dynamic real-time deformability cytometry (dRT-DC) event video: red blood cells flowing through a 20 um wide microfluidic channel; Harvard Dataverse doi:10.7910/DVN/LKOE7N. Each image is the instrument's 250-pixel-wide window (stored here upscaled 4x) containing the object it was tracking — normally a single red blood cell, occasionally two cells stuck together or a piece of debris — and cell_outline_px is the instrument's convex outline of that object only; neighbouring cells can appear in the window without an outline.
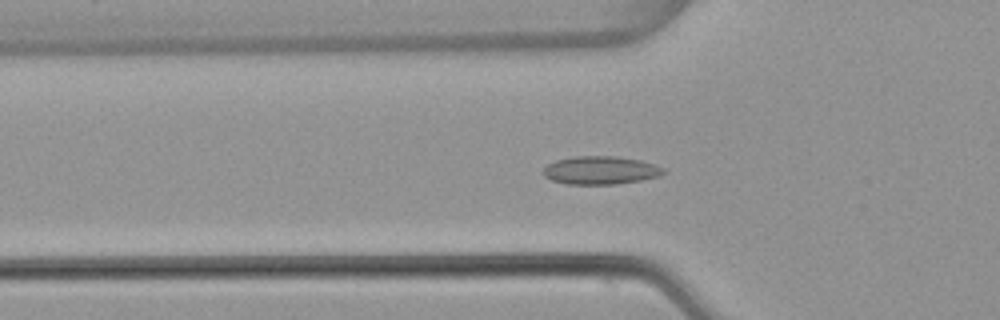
{"species": "common noctule bat (a hibernating species)", "species_latin": "Nyctalus noctula", "temperature_condition": "warm", "stored_images_in_passage": 56, "camera_frame_rate_fps": 3000, "um_per_image_px": 0.085, "animal": {"sex": "female", "body_mass_g": 22.7, "forearm_length_mm": 54.2}, "frame": {"image": 1, "passage_image": 19, "time_ms": 6.0, "image_size_px": [1000, 320], "cell_outline_px": [[668, 172], [660, 176], [640, 180], [616, 184], [568, 184], [552, 180], [544, 176], [540, 172], [548, 164], [556, 160], [576, 156], [612, 156], [640, 160], [664, 168]], "centroid_in_image_um": [51.04, 14.48], "position_along_channel_um": 74.8, "area_um2": 19.71}}
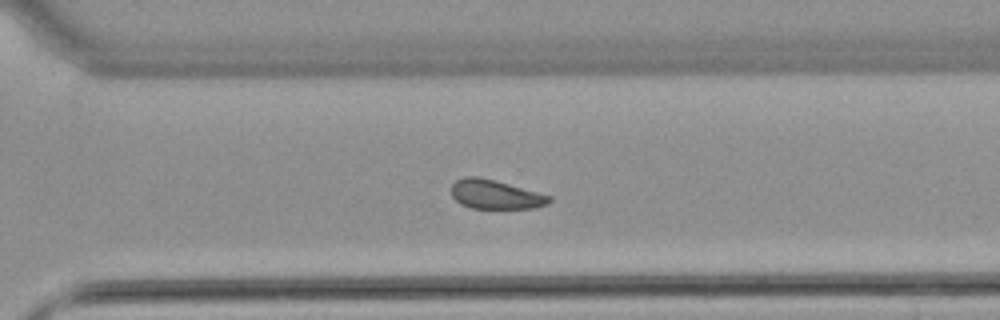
{"frame": {"image": 2, "passage_image": 39, "time_ms": 12.667, "image_size_px": [1000, 320], "cell_outline_px": [[552, 200], [548, 204], [532, 208], [472, 208], [460, 204], [452, 196], [452, 184], [456, 180], [464, 176], [476, 176], [508, 184], [552, 196]], "centroid_in_image_um": [42.1, 16.53], "position_along_channel_um": 328.5, "area_um2": 16.42}}
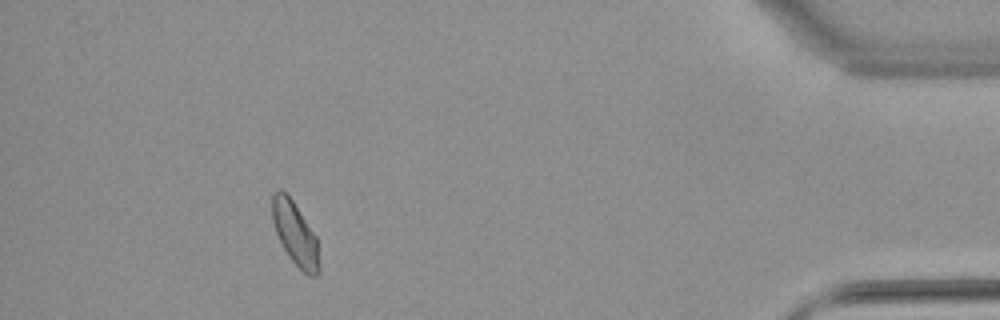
{"frame": {"image": 3, "passage_image": 50, "time_ms": 16.333, "image_size_px": [1000, 320], "cell_outline_px": [[320, 272], [316, 276], [308, 276], [292, 260], [284, 248], [276, 232], [272, 220], [272, 196], [280, 188], [292, 200], [316, 236], [320, 264]], "centroid_in_image_um": [25.11, 19.89], "position_along_channel_um": 410.1, "area_um2": 16.99}, "authors_computed_cell_mechanics": {"area_um2": 17.8024, "velocity_mm_per_s": 3.8204, "shape_relaxation_time_tau1_ms": 8.3377, "shape_relaxation_time_tau2_ms": 1.8729, "deformation_change_tau1": 0.1445, "deformation_change_tau2": 0.0585}}